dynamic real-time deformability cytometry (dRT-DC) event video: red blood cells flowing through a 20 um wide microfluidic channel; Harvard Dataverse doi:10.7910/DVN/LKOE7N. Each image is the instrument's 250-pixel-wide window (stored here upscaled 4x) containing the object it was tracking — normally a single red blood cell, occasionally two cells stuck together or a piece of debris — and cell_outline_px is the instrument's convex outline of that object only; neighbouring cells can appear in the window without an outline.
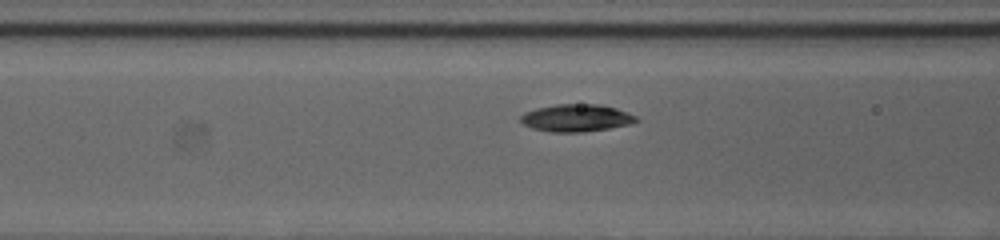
{"species": "human", "species_latin": "Homo sapiens", "temperature_condition": "cold", "stored_images_in_passage": 45, "camera_frame_rate_fps": 3000, "um_per_image_px": 0.085, "donor": {"sex": "female"}, "frame": {"image": 1, "passage_image": 14, "time_ms": 4.333, "image_size_px": [1000, 240], "cell_outline_px": [[640, 120], [628, 124], [608, 128], [584, 132], [552, 132], [532, 128], [524, 124], [520, 120], [520, 116], [524, 112], [536, 108], [556, 104], [600, 104], [616, 108], [628, 112], [636, 116]], "centroid_in_image_um": [48.98, 10.02], "position_along_channel_um": 117.6, "area_um2": 18.44}}
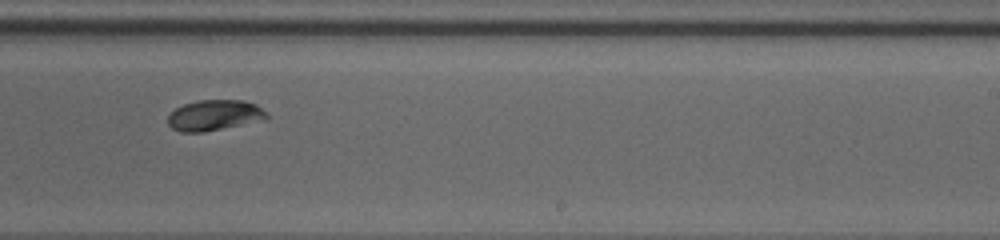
{"frame": {"image": 2, "passage_image": 26, "time_ms": 8.333, "image_size_px": [1000, 240], "cell_outline_px": [[268, 120], [204, 132], [180, 132], [172, 128], [168, 124], [168, 116], [176, 108], [184, 104], [196, 100], [244, 100], [256, 104], [268, 112]], "centroid_in_image_um": [18.28, 9.8], "position_along_channel_um": 270.7, "area_um2": 17.98}}
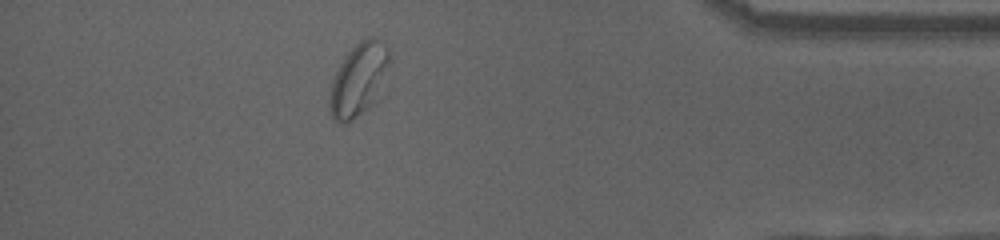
{"frame": {"image": 3, "passage_image": 39, "time_ms": 12.667, "image_size_px": [1000, 240], "cell_outline_px": [[388, 64], [372, 104], [368, 108], [344, 124], [340, 124], [332, 120], [328, 96], [336, 72], [344, 56], [360, 40], [368, 36], [372, 36], [380, 40], [388, 48]], "centroid_in_image_um": [30.42, 6.75], "position_along_channel_um": 404.8, "area_um2": 24.57}}